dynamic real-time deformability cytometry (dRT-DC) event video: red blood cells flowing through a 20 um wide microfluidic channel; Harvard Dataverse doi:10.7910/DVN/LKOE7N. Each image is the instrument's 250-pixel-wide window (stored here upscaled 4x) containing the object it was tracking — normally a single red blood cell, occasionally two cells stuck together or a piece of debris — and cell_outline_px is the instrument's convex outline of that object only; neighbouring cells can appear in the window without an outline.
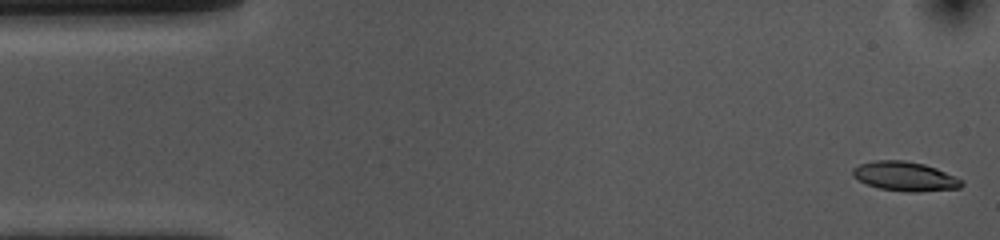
{"species": "common noctule bat (a hibernating species)", "species_latin": "Nyctalus noctula", "temperature_condition": "cold", "stored_images_in_passage": 53, "camera_frame_rate_fps": 3000, "um_per_image_px": 0.085, "animal": {"sex": "female", "body_mass_g": 10.0, "forearm_length_mm": 53.1}, "frame": {"image": 1, "passage_image": 1, "time_ms": 0.0, "image_size_px": [1000, 240], "cell_outline_px": [[964, 184], [960, 188], [920, 192], [908, 192], [880, 188], [868, 184], [852, 176], [852, 168], [860, 164], [876, 160], [904, 160], [924, 164], [936, 168], [964, 180]], "centroid_in_image_um": [76.95, 14.99], "position_along_channel_um": 8.0, "area_um2": 18.61}}
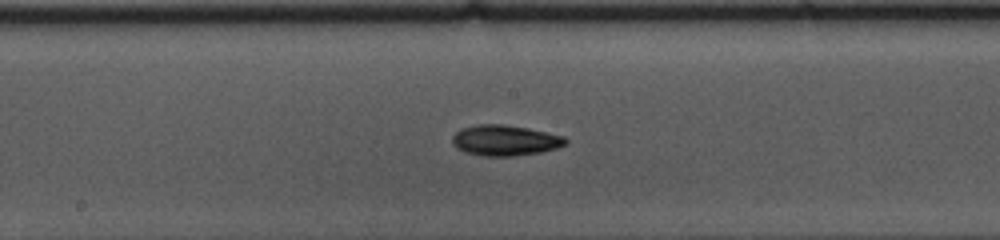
{"frame": {"image": 2, "passage_image": 26, "time_ms": 8.333, "image_size_px": [1000, 240], "cell_outline_px": [[568, 144], [556, 148], [540, 152], [512, 156], [484, 156], [464, 152], [456, 148], [452, 144], [452, 136], [460, 128], [476, 124], [504, 124], [528, 128], [564, 136], [568, 140]], "centroid_in_image_um": [42.9, 11.92], "position_along_channel_um": 205.3, "area_um2": 20.4}}
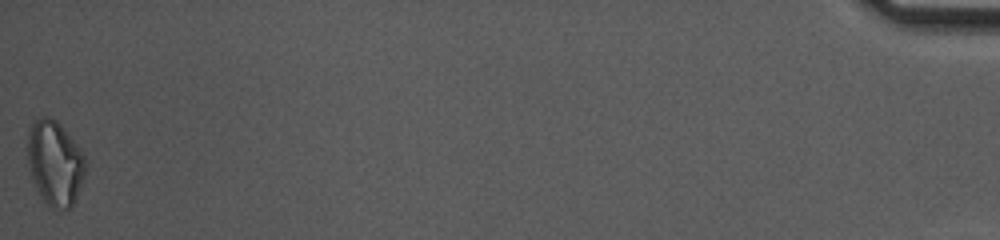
{"frame": {"image": 3, "passage_image": 53, "time_ms": 17.333, "image_size_px": [1000, 240], "cell_outline_px": [[88, 164], [84, 176], [72, 208], [64, 212], [60, 212], [52, 208], [44, 200], [32, 176], [28, 160], [28, 132], [32, 124], [36, 120], [44, 116], [48, 116], [56, 120], [60, 124], [80, 148]], "centroid_in_image_um": [4.71, 13.88], "position_along_channel_um": 430.5, "area_um2": 28.5}, "authors_computed_cell_mechanics": {"area_um2": 18.9584, "velocity_mm_per_s": 3.6686, "shape_relaxation_time_tau1_ms": 3.5823, "shape_relaxation_time_tau2_ms": 8.4864, "deformation_change_tau1": 0.1395, "deformation_change_tau2": 0.1682}}